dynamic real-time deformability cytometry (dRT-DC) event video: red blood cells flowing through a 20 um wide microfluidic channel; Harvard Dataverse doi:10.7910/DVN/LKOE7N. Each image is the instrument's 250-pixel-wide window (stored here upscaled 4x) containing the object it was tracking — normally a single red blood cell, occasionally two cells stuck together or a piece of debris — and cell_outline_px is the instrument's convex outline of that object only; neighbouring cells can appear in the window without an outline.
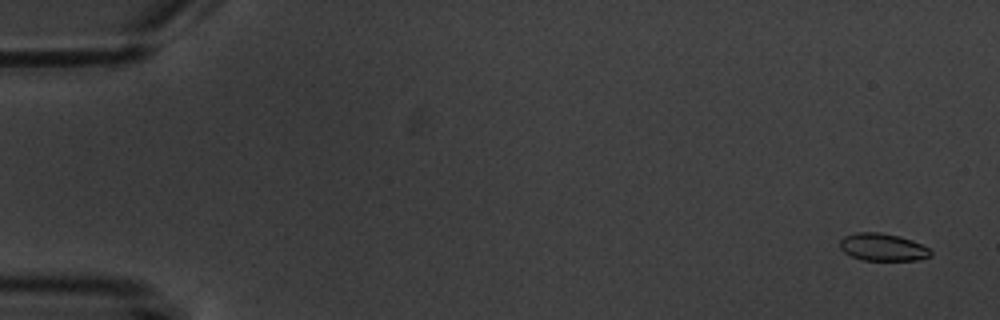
{"species": "common noctule bat (a hibernating species)", "species_latin": "Nyctalus noctula", "temperature_condition": "warm", "stored_images_in_passage": 7, "camera_frame_rate_fps": 3000, "um_per_image_px": 0.085, "animal": {"sex": "male", "body_mass_g": 20.1, "forearm_length_mm": 53.5}, "frame": {"image": 1, "passage_image": 1, "time_ms": 0.0, "image_size_px": [1000, 320], "cell_outline_px": [[932, 256], [920, 260], [860, 260], [844, 252], [840, 248], [840, 240], [844, 236], [856, 232], [880, 232], [900, 236], [912, 240], [928, 248], [932, 252]], "centroid_in_image_um": [75.03, 21.01], "position_along_channel_um": 10.0, "area_um2": 14.62}}
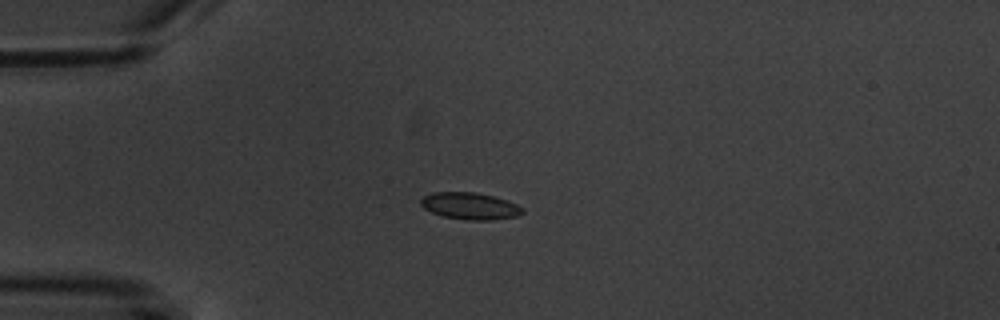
{"frame": {"image": 2, "passage_image": 4, "time_ms": 4.333, "image_size_px": [1000, 320], "cell_outline_px": [[524, 212], [516, 216], [488, 220], [468, 220], [444, 216], [432, 212], [424, 208], [420, 204], [420, 200], [424, 196], [432, 192], [476, 192], [492, 196], [516, 204], [524, 208]], "centroid_in_image_um": [39.93, 17.5], "position_along_channel_um": 45.1, "area_um2": 15.72}}